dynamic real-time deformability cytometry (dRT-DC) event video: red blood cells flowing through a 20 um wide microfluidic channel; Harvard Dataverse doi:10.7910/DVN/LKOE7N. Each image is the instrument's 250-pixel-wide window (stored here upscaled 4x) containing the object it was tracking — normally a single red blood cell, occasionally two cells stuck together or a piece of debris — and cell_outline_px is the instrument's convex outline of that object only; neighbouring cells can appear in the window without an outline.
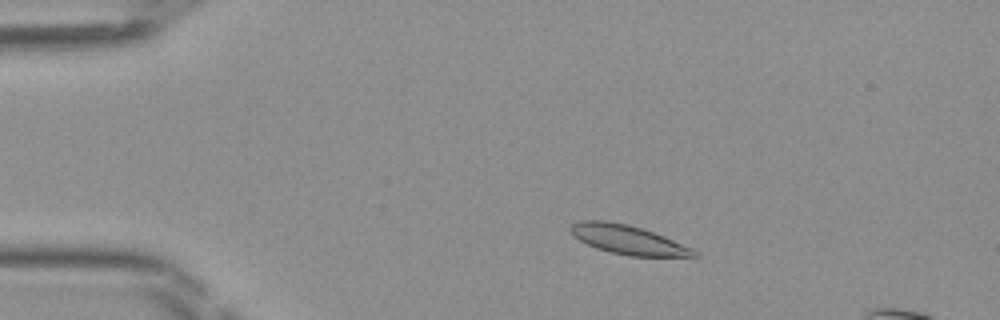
{"species": "Egyptian fruit bat (a non-hibernating species)", "species_latin": "Rousettus aegyptiacus", "temperature_condition": "room temperature", "stored_images_in_passage": 47, "segment_of_instrument_passage": [1, 2], "camera_frame_rate_fps": 3000, "um_per_image_px": 0.085, "frame": {"image": 1, "passage_image": 7, "time_ms": 2.0, "image_size_px": [1000, 320], "cell_outline_px": [[700, 256], [628, 256], [596, 248], [572, 236], [568, 228], [572, 224], [584, 220], [604, 220], [628, 224], [664, 236], [692, 248], [700, 252]], "centroid_in_image_um": [53.37, 20.37], "position_along_channel_um": 31.6, "area_um2": 20.81}}
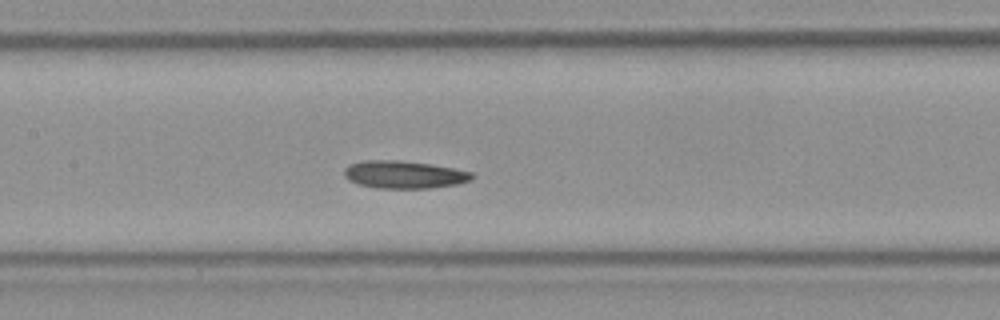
{"frame": {"image": 2, "passage_image": 21, "time_ms": 6.667, "image_size_px": [1000, 320], "cell_outline_px": [[476, 176], [472, 180], [456, 184], [428, 188], [376, 188], [360, 184], [348, 180], [344, 176], [344, 168], [348, 164], [364, 160], [396, 160], [428, 164], [452, 168], [472, 172]], "centroid_in_image_um": [34.32, 14.84], "position_along_channel_um": 173.1, "area_um2": 20.52}}
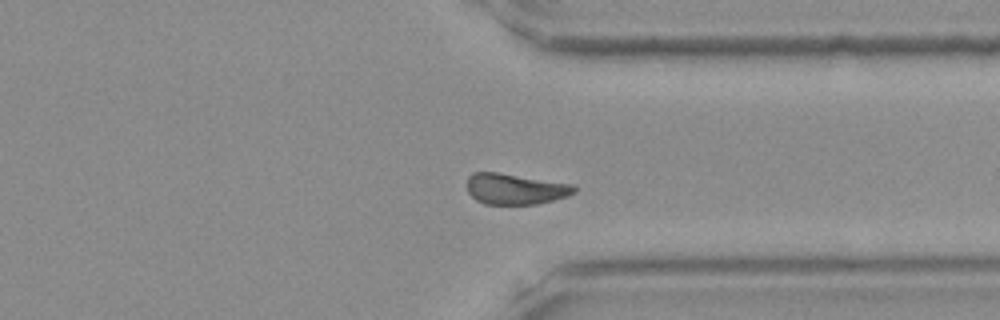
{"frame": {"image": 3, "passage_image": 35, "time_ms": 11.333, "image_size_px": [1000, 320], "cell_outline_px": [[576, 192], [568, 196], [536, 204], [484, 204], [476, 200], [468, 192], [468, 176], [472, 172], [496, 172], [572, 184], [576, 188]], "centroid_in_image_um": [43.78, 16.06], "position_along_channel_um": 367.6, "area_um2": 19.13}}